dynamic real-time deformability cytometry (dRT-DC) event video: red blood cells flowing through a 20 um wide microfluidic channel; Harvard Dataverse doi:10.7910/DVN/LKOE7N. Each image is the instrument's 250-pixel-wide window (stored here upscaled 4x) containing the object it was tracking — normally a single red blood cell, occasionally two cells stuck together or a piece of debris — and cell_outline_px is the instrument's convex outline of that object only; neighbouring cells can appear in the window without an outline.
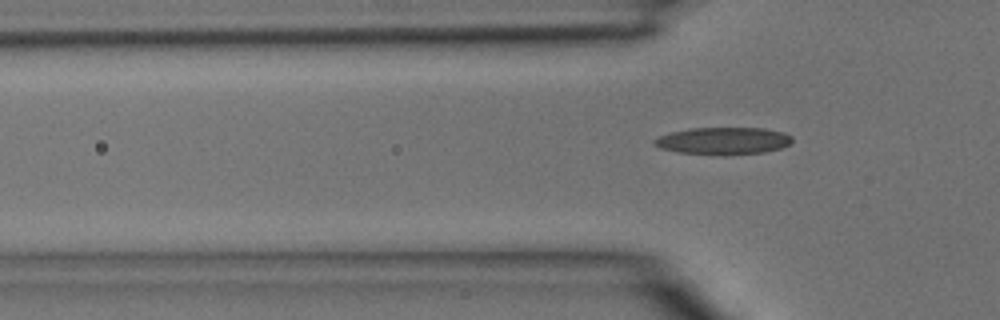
{"species": "common noctule bat (a hibernating species)", "species_latin": "Nyctalus noctula", "temperature_condition": "room temperature", "stored_images_in_passage": 5, "camera_frame_rate_fps": 3000, "um_per_image_px": 0.085, "animal": {"sex": "male", "body_mass_g": 15.6}, "frame": {"image": 1, "passage_image": 5, "time_ms": 1.333, "image_size_px": [1000, 320], "cell_outline_px": [[792, 144], [780, 148], [764, 152], [724, 156], [676, 152], [660, 148], [652, 144], [652, 140], [660, 136], [672, 132], [688, 128], [764, 128], [784, 132], [792, 136]], "centroid_in_image_um": [61.48, 11.98], "position_along_channel_um": 64.3, "area_um2": 22.25}}